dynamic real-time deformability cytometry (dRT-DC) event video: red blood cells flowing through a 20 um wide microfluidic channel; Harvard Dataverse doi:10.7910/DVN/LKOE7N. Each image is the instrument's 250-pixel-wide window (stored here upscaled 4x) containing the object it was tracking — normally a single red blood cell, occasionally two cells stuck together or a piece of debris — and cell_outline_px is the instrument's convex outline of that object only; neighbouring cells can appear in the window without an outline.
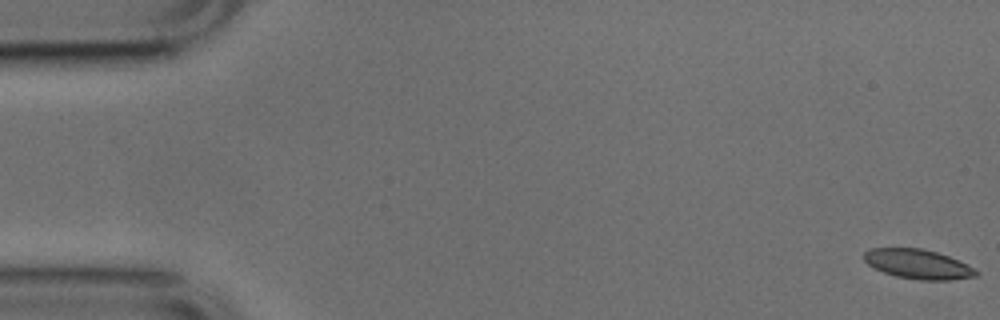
{"species": "common noctule bat (a hibernating species)", "species_latin": "Nyctalus noctula", "temperature_condition": "cold", "stored_images_in_passage": 52, "camera_frame_rate_fps": 3000, "um_per_image_px": 0.085, "animal": {"sex": "male", "body_mass_g": 17.9, "forearm_length_mm": 54.2}, "frame": {"image": 1, "passage_image": 1, "time_ms": 0.0, "image_size_px": [1000, 320], "cell_outline_px": [[980, 272], [976, 276], [948, 280], [920, 280], [896, 276], [884, 272], [868, 264], [864, 260], [864, 252], [868, 248], [920, 248], [936, 252], [948, 256]], "centroid_in_image_um": [77.99, 22.44], "position_along_channel_um": 7.0, "area_um2": 18.96}}
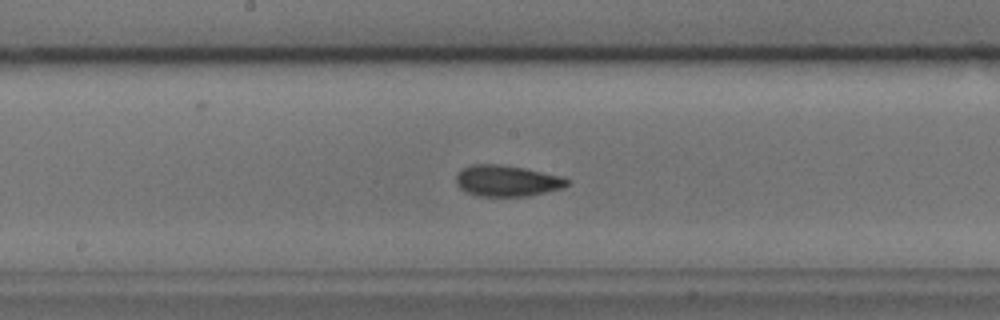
{"frame": {"image": 2, "passage_image": 27, "time_ms": 8.667, "image_size_px": [1000, 320], "cell_outline_px": [[572, 180], [568, 184], [560, 188], [528, 196], [476, 196], [464, 192], [456, 184], [456, 176], [464, 168], [472, 164], [496, 164], [524, 168], [564, 176]], "centroid_in_image_um": [43.09, 15.37], "position_along_channel_um": 205.1, "area_um2": 20.17}}
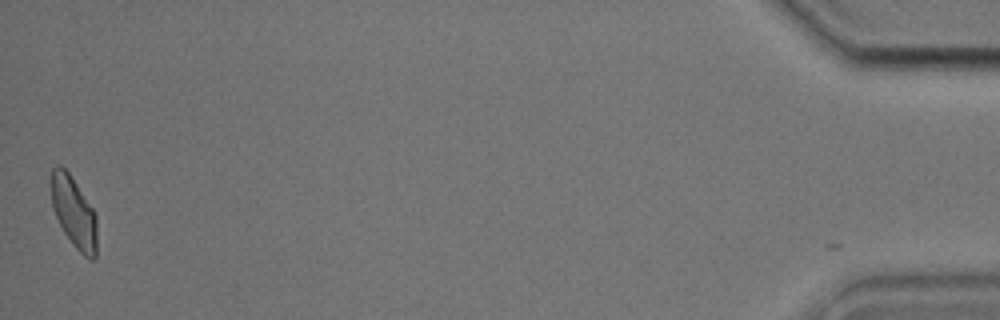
{"frame": {"image": 3, "passage_image": 52, "time_ms": 17.0, "image_size_px": [1000, 320], "cell_outline_px": [[96, 256], [92, 260], [84, 256], [72, 244], [64, 232], [52, 208], [52, 168], [56, 164], [60, 164], [68, 172], [92, 208], [96, 216]], "centroid_in_image_um": [6.27, 18.06], "position_along_channel_um": 428.9, "area_um2": 18.55}, "authors_computed_cell_mechanics": {"area_um2": 19.7387, "velocity_mm_per_s": 3.8273, "shape_relaxation_time_tau1_ms": 2.2596, "shape_relaxation_time_tau2_ms": 2.224, "deformation_change_tau1": 0.1184, "deformation_change_tau2": 0.0951}}